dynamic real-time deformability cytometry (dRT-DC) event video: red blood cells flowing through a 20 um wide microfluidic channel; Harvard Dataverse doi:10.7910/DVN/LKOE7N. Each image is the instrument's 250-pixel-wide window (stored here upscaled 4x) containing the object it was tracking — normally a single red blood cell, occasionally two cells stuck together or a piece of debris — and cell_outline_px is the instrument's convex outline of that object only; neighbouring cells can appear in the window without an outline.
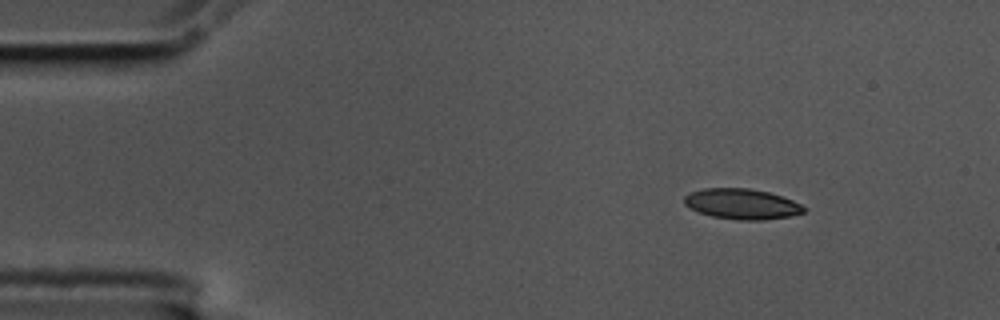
{"species": "common noctule bat (a hibernating species)", "species_latin": "Nyctalus noctula", "temperature_condition": "cold", "stored_images_in_passage": 52, "camera_frame_rate_fps": 3000, "um_per_image_px": 0.085, "animal": {"sex": "male", "body_mass_g": 17.5, "forearm_length_mm": 52.3}, "frame": {"image": 1, "passage_image": 1, "time_ms": 0.0, "image_size_px": [1000, 320], "cell_outline_px": [[808, 208], [804, 212], [788, 216], [764, 220], [736, 220], [712, 216], [688, 208], [684, 204], [684, 196], [688, 192], [704, 188], [748, 188], [768, 192], [792, 200]], "centroid_in_image_um": [63.02, 17.33], "position_along_channel_um": 22.0, "area_um2": 21.27}}
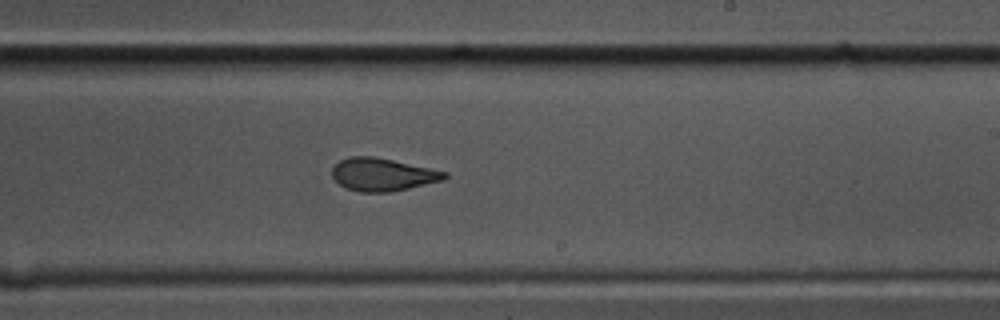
{"frame": {"image": 2, "passage_image": 28, "time_ms": 9.0, "image_size_px": [1000, 320], "cell_outline_px": [[448, 176], [444, 180], [408, 188], [388, 192], [360, 192], [348, 188], [340, 184], [332, 176], [332, 168], [340, 160], [348, 156], [372, 156], [392, 160], [448, 172]], "centroid_in_image_um": [32.52, 14.83], "position_along_channel_um": 256.5, "area_um2": 21.27}}
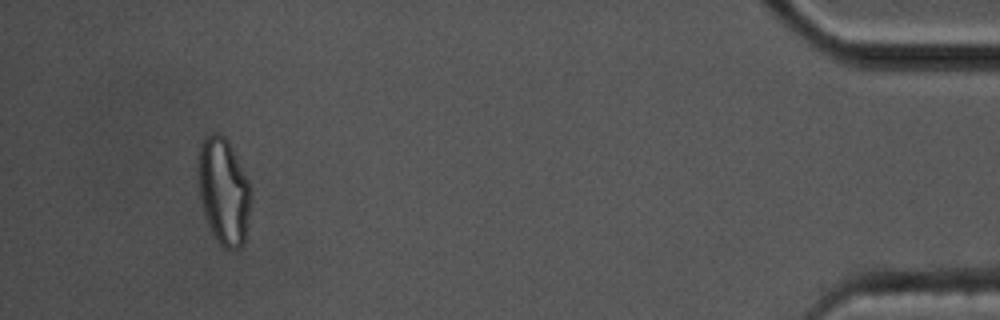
{"frame": {"image": 3, "passage_image": 48, "time_ms": 15.667, "image_size_px": [1000, 320], "cell_outline_px": [[252, 196], [244, 244], [240, 248], [224, 248], [216, 240], [208, 224], [204, 212], [200, 196], [200, 144], [204, 136], [212, 132], [220, 132], [228, 140], [252, 188]], "centroid_in_image_um": [19.05, 16.25], "position_along_channel_um": 416.2, "area_um2": 32.48}, "authors_computed_cell_mechanics": {"area_um2": 22.3108, "velocity_mm_per_s": 3.4417, "shape_relaxation_time_tau1_ms": 7.6515, "shape_relaxation_time_tau2_ms": 2.2436, "deformation_change_tau1": 0.2005, "deformation_change_tau2": 0.0796}}